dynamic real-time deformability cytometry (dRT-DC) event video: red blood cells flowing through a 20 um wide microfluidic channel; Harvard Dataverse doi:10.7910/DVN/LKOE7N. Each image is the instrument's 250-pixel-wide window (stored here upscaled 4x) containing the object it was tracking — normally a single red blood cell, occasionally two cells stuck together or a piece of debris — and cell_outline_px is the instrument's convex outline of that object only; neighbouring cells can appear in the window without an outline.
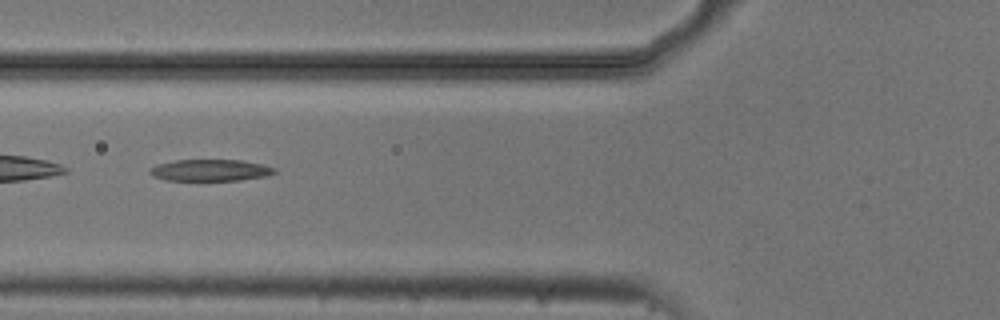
{"species": "common noctule bat (a hibernating species)", "species_latin": "Nyctalus noctula", "temperature_condition": "cold", "stored_images_in_passage": 10, "camera_frame_rate_fps": 3000, "um_per_image_px": 0.085, "animal": {"sex": "male", "body_mass_g": 20.5, "forearm_length_mm": 52.5}, "frame": {"image": 1, "passage_image": 5, "time_ms": 1.333, "image_size_px": [1000, 320], "cell_outline_px": [[276, 172], [268, 176], [240, 180], [164, 180], [152, 176], [148, 172], [156, 164], [176, 160], [240, 160], [264, 164], [276, 168]], "centroid_in_image_um": [17.9, 14.47], "position_along_channel_um": 107.9, "area_um2": 15.78}}
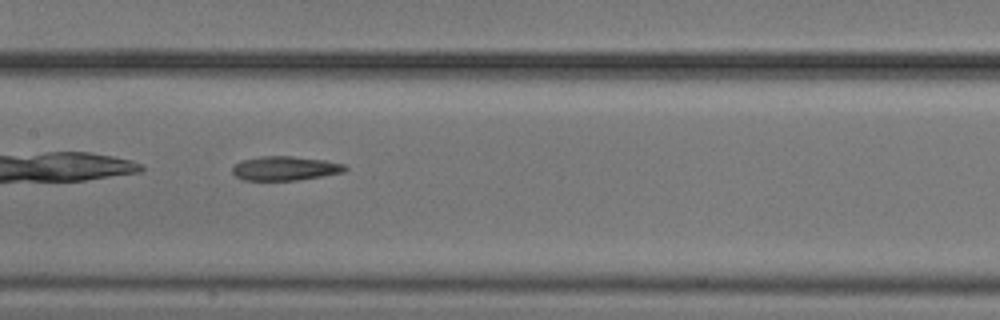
{"frame": {"image": 2, "passage_image": 7, "time_ms": 2.0, "image_size_px": [1000, 320], "cell_outline_px": [[348, 168], [344, 172], [296, 180], [244, 180], [236, 176], [232, 172], [232, 168], [240, 160], [260, 156], [292, 156], [324, 160], [344, 164]], "centroid_in_image_um": [24.21, 14.3], "position_along_channel_um": 183.2, "area_um2": 15.78}}
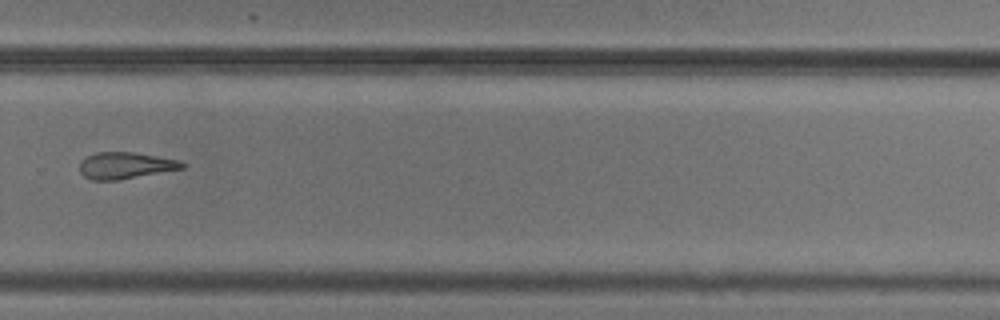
{"frame": {"image": 3, "passage_image": 10, "time_ms": 3.0, "image_size_px": [1000, 320], "cell_outline_px": [[188, 164], [184, 168], [120, 180], [92, 180], [84, 176], [80, 172], [80, 160], [96, 152], [136, 152], [180, 160]], "centroid_in_image_um": [10.69, 14.06], "position_along_channel_um": 319.1, "area_um2": 16.07}}